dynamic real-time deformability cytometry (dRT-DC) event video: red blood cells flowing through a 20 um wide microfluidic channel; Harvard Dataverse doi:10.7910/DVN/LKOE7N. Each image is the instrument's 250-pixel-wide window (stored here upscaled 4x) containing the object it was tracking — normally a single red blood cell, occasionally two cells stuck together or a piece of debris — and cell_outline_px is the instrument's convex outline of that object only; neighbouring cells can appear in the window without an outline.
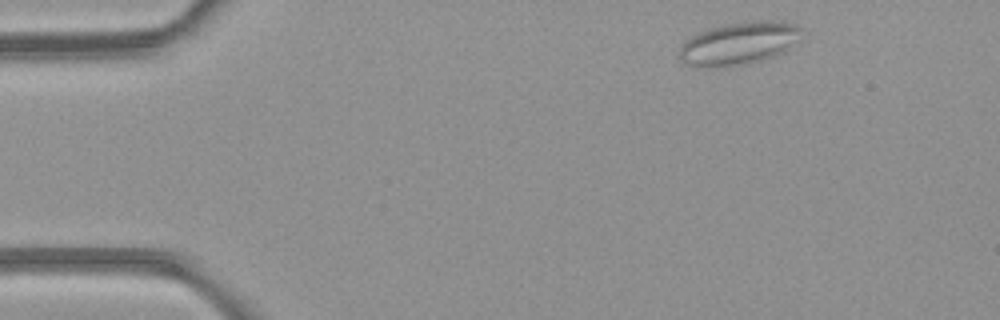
{"species": "common noctule bat (a hibernating species)", "species_latin": "Nyctalus noctula", "temperature_condition": "room temperature", "stored_images_in_passage": 3, "camera_frame_rate_fps": 3000, "um_per_image_px": 0.085, "animal": {"sex": "female", "body_mass_g": 21.9}, "frame": {"image": 1, "passage_image": 1, "time_ms": 0.0, "image_size_px": [1000, 320], "cell_outline_px": [[804, 28], [796, 40], [784, 52], [760, 60], [728, 68], [696, 68], [684, 64], [680, 56], [680, 44], [684, 40], [700, 32], [712, 28], [728, 24], [756, 20], [784, 20], [796, 24]], "centroid_in_image_um": [62.78, 3.7], "position_along_channel_um": 22.2, "area_um2": 30.75}}